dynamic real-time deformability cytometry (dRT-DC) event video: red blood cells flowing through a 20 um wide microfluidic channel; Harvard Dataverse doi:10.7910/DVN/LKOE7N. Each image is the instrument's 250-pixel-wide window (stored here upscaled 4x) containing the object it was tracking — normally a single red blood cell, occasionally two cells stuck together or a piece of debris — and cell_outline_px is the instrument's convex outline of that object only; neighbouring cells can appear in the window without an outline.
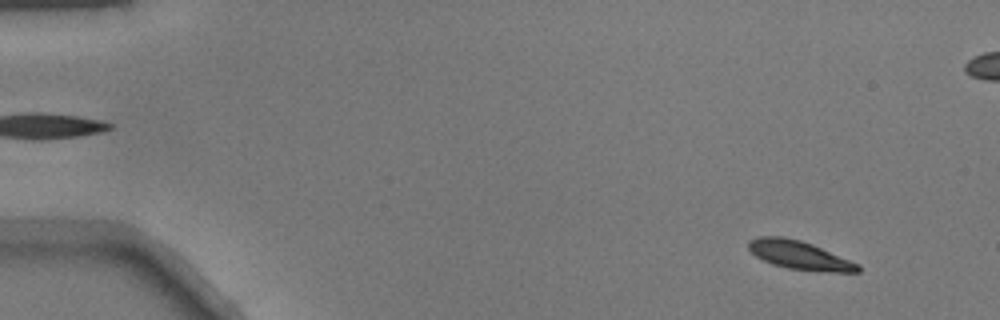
{"species": "common noctule bat (a hibernating species)", "species_latin": "Nyctalus noctula", "temperature_condition": "warm", "stored_images_in_passage": 53, "camera_frame_rate_fps": 3000, "um_per_image_px": 0.085, "animal": {"sex": "male", "body_mass_g": 17.9}, "frame": {"image": 1, "passage_image": 5, "time_ms": 1.333, "image_size_px": [1000, 320], "cell_outline_px": [[860, 272], [832, 272], [788, 268], [772, 264], [756, 256], [748, 248], [748, 240], [760, 236], [780, 236], [800, 240], [812, 244], [860, 264]], "centroid_in_image_um": [67.96, 21.68], "position_along_channel_um": 17.0, "area_um2": 18.03}}
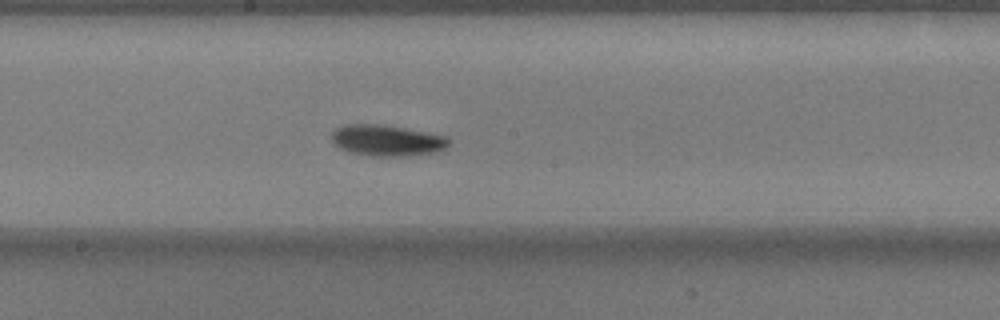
{"frame": {"image": 2, "passage_image": 29, "time_ms": 9.333, "image_size_px": [1000, 320], "cell_outline_px": [[452, 140], [444, 148], [436, 152], [404, 156], [372, 156], [348, 152], [340, 148], [332, 140], [332, 132], [336, 128], [344, 124], [376, 124], [404, 128], [428, 132], [448, 136]], "centroid_in_image_um": [32.9, 11.93], "position_along_channel_um": 215.3, "area_um2": 21.27}}
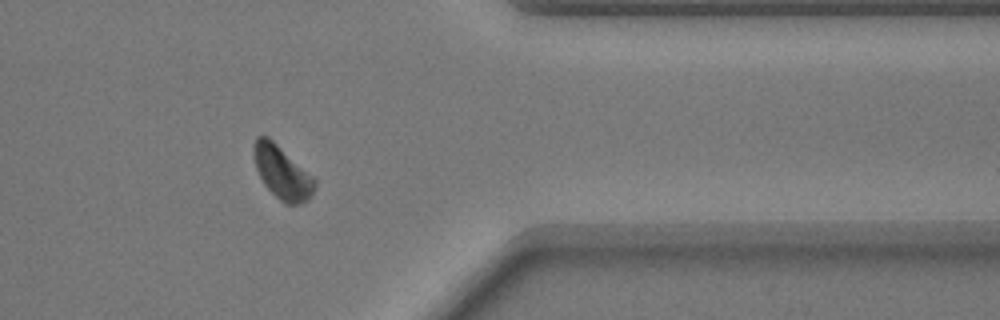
{"frame": {"image": 3, "passage_image": 43, "time_ms": 14.0, "image_size_px": [1000, 320], "cell_outline_px": [[316, 188], [312, 196], [308, 200], [300, 204], [284, 204], [264, 184], [256, 168], [252, 152], [252, 148], [256, 136], [268, 136], [312, 176], [316, 180]], "centroid_in_image_um": [23.97, 14.67], "position_along_channel_um": 387.4, "area_um2": 18.73}}